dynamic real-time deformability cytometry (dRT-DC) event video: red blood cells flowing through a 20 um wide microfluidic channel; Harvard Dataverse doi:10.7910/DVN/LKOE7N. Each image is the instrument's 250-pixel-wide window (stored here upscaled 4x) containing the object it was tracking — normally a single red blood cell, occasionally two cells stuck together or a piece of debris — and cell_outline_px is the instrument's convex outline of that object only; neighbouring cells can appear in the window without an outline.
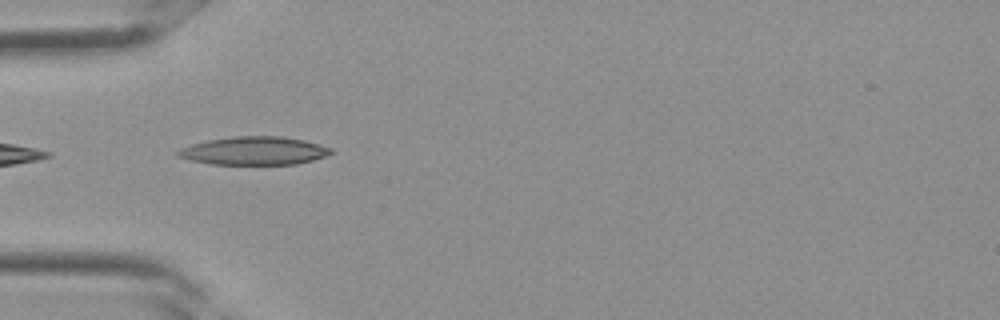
{"species": "Egyptian fruit bat (a non-hibernating species)", "species_latin": "Rousettus aegyptiacus", "temperature_condition": "room temperature", "stored_images_in_passage": 3, "camera_frame_rate_fps": 3000, "um_per_image_px": 0.085, "frame": {"image": 1, "passage_image": 3, "time_ms": 0.667, "image_size_px": [1000, 320], "cell_outline_px": [[336, 152], [312, 160], [296, 164], [212, 164], [192, 160], [176, 156], [176, 152], [180, 148], [192, 144], [208, 140], [232, 136], [280, 136], [304, 140], [332, 148]], "centroid_in_image_um": [21.61, 12.81], "position_along_channel_um": 63.4, "area_um2": 25.09}}